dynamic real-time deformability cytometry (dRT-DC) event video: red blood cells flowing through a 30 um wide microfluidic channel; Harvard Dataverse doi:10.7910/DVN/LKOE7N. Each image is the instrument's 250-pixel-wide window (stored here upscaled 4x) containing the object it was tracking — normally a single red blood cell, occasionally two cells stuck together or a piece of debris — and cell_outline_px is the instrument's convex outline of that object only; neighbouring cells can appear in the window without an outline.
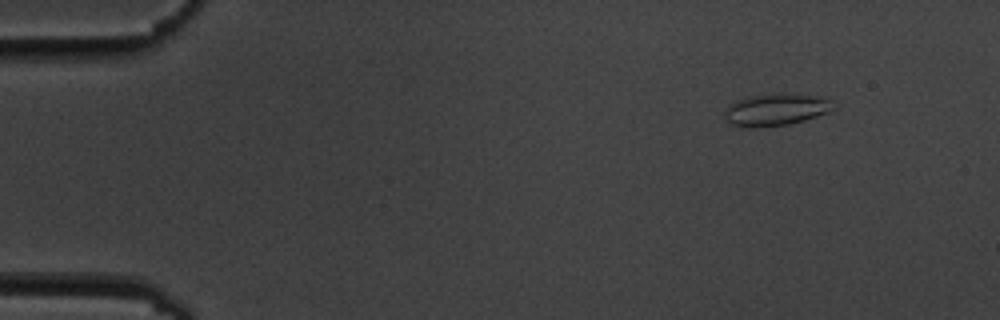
{"species": "common noctule bat (a hibernating species)", "species_latin": "Nyctalus noctula", "temperature_condition": "cold", "stored_images_in_passage": 13, "camera_frame_rate_fps": 3000, "um_per_image_px": 0.085, "animal": {"sex": "male", "body_mass_g": 19.5, "forearm_length_mm": 54.6}, "frame": {"image": 1, "passage_image": 2, "time_ms": 1.333, "image_size_px": [1000, 320], "cell_outline_px": [[840, 104], [828, 112], [804, 120], [788, 124], [732, 124], [724, 120], [724, 112], [728, 104], [736, 100], [752, 96], [772, 92], [784, 92], [812, 96], [832, 100]], "centroid_in_image_um": [66.01, 9.24], "position_along_channel_um": 19.0, "area_um2": 19.83}}
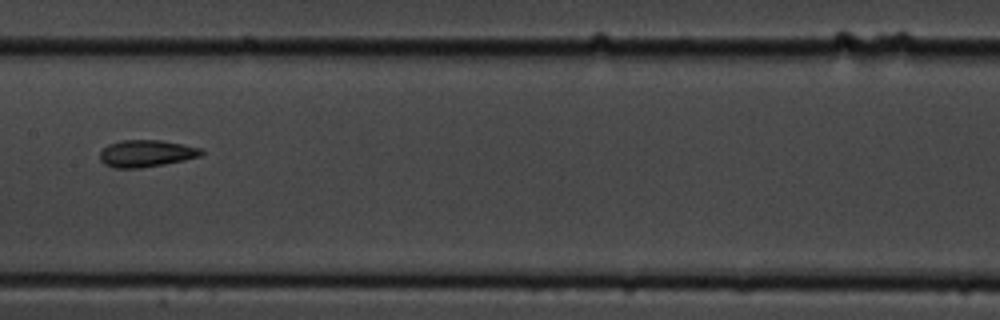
{"frame": {"image": 2, "passage_image": 8, "time_ms": 9.0, "image_size_px": [1000, 320], "cell_outline_px": [[204, 152], [200, 156], [184, 160], [164, 164], [140, 168], [112, 168], [104, 164], [100, 160], [100, 152], [108, 144], [120, 140], [160, 140], [184, 144], [200, 148]], "centroid_in_image_um": [12.41, 13.04], "position_along_channel_um": 195.0, "area_um2": 16.01}}
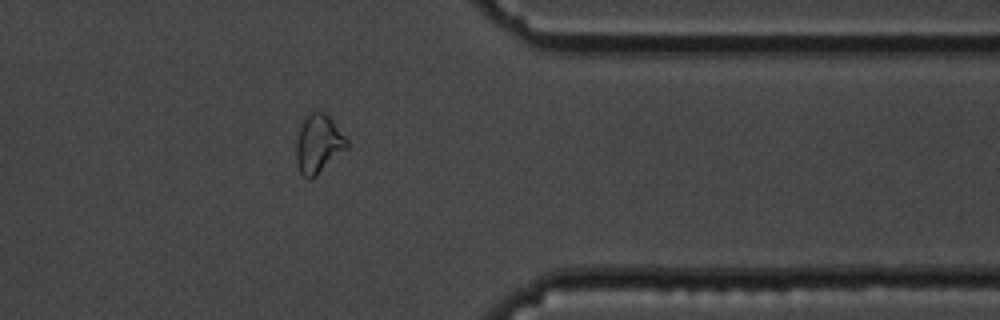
{"frame": {"image": 3, "passage_image": 13, "time_ms": 14.667, "image_size_px": [1000, 320], "cell_outline_px": [[348, 148], [316, 176], [308, 180], [300, 172], [296, 160], [296, 140], [300, 128], [308, 112], [324, 112], [332, 120], [348, 140]], "centroid_in_image_um": [27.07, 12.25], "position_along_channel_um": 384.3, "area_um2": 17.22}, "authors_computed_cell_mechanics": {"area_um2": 16.2418, "velocity_mm_per_s": 3.5406, "shape_relaxation_time_tau1_ms": 9.8715, "shape_relaxation_time_tau2_ms": 2.8578, "deformation_change_tau1": 0.1883, "deformation_change_tau2": 0.0728}}